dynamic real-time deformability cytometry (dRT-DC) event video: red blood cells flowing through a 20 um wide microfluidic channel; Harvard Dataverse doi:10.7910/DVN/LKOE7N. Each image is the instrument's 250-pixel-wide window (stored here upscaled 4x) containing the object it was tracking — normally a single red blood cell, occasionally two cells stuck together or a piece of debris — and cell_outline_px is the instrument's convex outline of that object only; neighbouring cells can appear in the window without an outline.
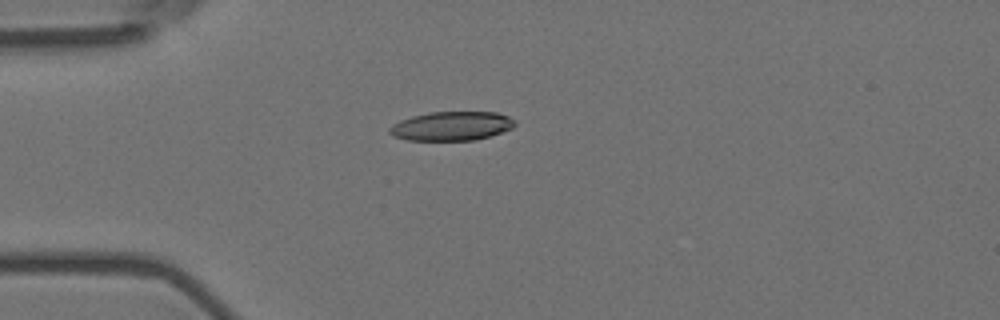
{"species": "Egyptian fruit bat (a non-hibernating species)", "species_latin": "Rousettus aegyptiacus", "temperature_condition": "room temperature", "stored_images_in_passage": 6, "camera_frame_rate_fps": 3000, "um_per_image_px": 0.085, "animal": {"sex": "female"}, "frame": {"image": 1, "passage_image": 4, "time_ms": 1.0, "image_size_px": [1000, 320], "cell_outline_px": [[516, 124], [512, 128], [476, 140], [408, 140], [392, 136], [388, 132], [388, 128], [400, 120], [412, 116], [428, 112], [496, 112], [508, 116], [516, 120]], "centroid_in_image_um": [38.37, 10.71], "position_along_channel_um": 46.6, "area_um2": 21.21}}
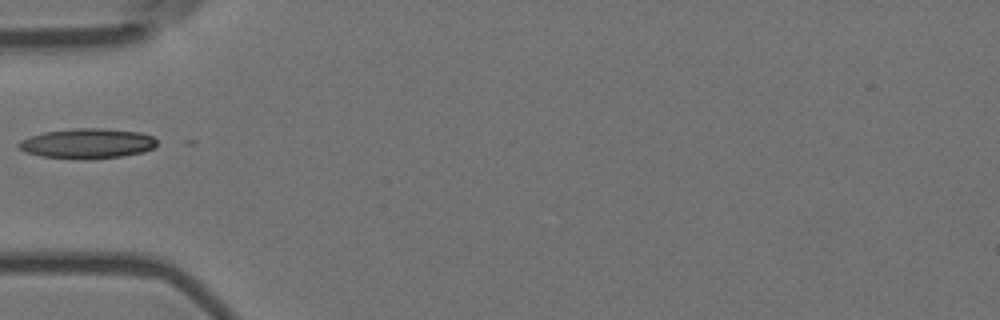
{"frame": {"image": 2, "passage_image": 5, "time_ms": 1.333, "image_size_px": [1000, 320], "cell_outline_px": [[156, 144], [152, 148], [144, 152], [120, 156], [84, 160], [40, 156], [24, 152], [16, 144], [20, 140], [44, 132], [76, 128], [104, 128], [140, 132], [152, 136], [156, 140]], "centroid_in_image_um": [7.4, 12.2], "position_along_channel_um": 77.6, "area_um2": 24.22}}
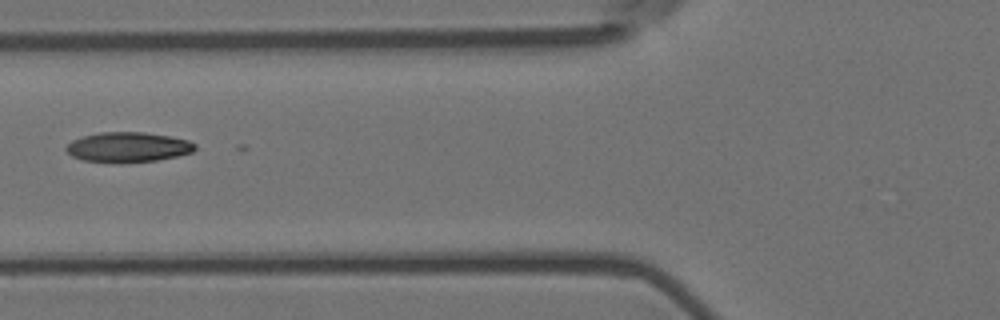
{"frame": {"image": 3, "passage_image": 6, "time_ms": 1.667, "image_size_px": [1000, 320], "cell_outline_px": [[196, 148], [192, 152], [176, 156], [156, 160], [120, 164], [84, 160], [72, 156], [64, 148], [72, 140], [84, 136], [100, 132], [144, 132], [168, 136], [188, 140], [196, 144]], "centroid_in_image_um": [10.87, 12.52], "position_along_channel_um": 114.9, "area_um2": 22.6}}